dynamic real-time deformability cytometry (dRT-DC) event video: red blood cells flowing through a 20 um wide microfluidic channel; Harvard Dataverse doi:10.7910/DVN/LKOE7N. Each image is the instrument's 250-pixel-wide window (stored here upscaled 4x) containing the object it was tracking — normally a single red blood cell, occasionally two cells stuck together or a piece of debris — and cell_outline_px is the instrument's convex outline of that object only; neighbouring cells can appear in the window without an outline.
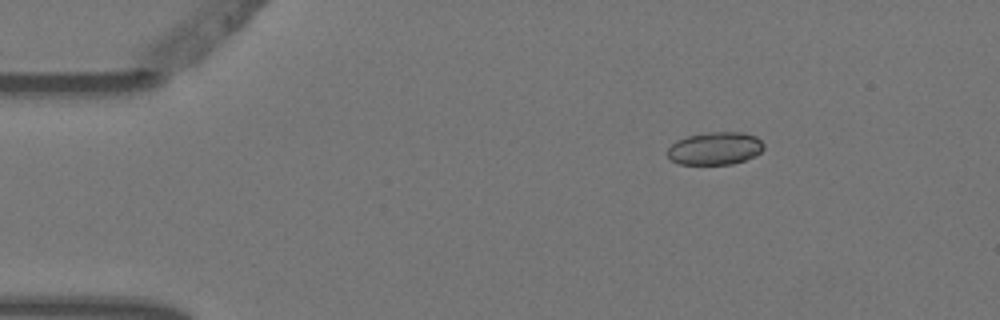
{"species": "Egyptian fruit bat (a non-hibernating species)", "species_latin": "Rousettus aegyptiacus", "temperature_condition": "warm", "stored_images_in_passage": 5, "camera_frame_rate_fps": 3000, "um_per_image_px": 0.085, "animal": {"sex": "female"}, "frame": {"image": 1, "passage_image": 5, "time_ms": 1.333, "image_size_px": [1000, 320], "cell_outline_px": [[764, 148], [756, 156], [732, 164], [680, 164], [672, 160], [668, 156], [668, 148], [676, 140], [688, 136], [708, 132], [744, 132], [756, 136], [764, 144]], "centroid_in_image_um": [60.8, 12.61], "position_along_channel_um": 24.2, "area_um2": 18.38}}